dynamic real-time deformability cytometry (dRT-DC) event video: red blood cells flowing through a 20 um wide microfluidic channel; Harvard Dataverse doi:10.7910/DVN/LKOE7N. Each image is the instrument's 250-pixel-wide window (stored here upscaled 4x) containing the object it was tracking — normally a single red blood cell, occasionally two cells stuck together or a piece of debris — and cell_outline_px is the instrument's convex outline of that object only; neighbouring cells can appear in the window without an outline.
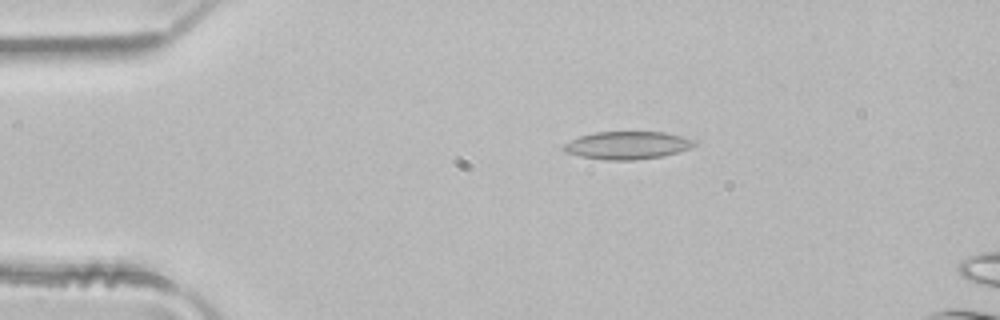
{"species": "common noctule bat (a hibernating species)", "species_latin": "Nyctalus noctula", "temperature_condition": "room temperature", "stored_images_in_passage": 3, "camera_frame_rate_fps": 3000, "um_per_image_px": 0.085, "animal": {"sex": "male", "body_mass_g": 21.5, "forearm_length_mm": 52.0}, "frame": {"image": 1, "passage_image": 1, "time_ms": 0.0, "image_size_px": [1000, 320], "cell_outline_px": [[700, 140], [692, 148], [680, 152], [660, 156], [632, 160], [604, 160], [580, 156], [568, 152], [560, 148], [564, 144], [580, 136], [596, 132], [664, 132], [684, 136]], "centroid_in_image_um": [53.4, 12.34], "position_along_channel_um": 31.6, "area_um2": 21.27}}